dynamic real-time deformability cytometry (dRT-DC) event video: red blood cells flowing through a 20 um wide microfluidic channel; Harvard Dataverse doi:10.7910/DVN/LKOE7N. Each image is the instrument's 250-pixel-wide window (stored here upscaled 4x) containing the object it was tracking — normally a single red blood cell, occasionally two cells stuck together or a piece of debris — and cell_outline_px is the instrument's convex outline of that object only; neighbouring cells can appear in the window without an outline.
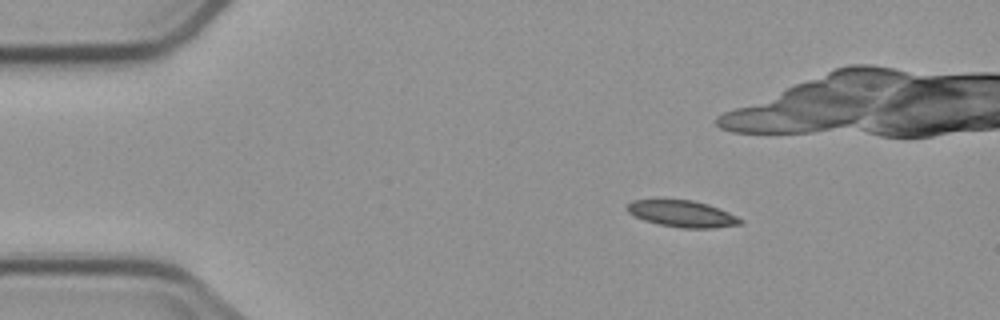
{"species": "common noctule bat (a hibernating species)", "species_latin": "Nyctalus noctula", "temperature_condition": "cold", "stored_images_in_passage": 4, "camera_frame_rate_fps": 3000, "um_per_image_px": 0.085, "animal": {"sex": "male", "body_mass_g": 23.1, "forearm_length_mm": 52.7}, "frame": {"image": 1, "passage_image": 2, "time_ms": 1.333, "image_size_px": [1000, 320], "cell_outline_px": [[744, 224], [712, 228], [680, 228], [660, 224], [644, 220], [628, 212], [628, 204], [632, 200], [692, 200], [708, 204], [728, 212], [744, 220]], "centroid_in_image_um": [58.04, 18.18], "position_along_channel_um": 27.0, "area_um2": 17.34}}